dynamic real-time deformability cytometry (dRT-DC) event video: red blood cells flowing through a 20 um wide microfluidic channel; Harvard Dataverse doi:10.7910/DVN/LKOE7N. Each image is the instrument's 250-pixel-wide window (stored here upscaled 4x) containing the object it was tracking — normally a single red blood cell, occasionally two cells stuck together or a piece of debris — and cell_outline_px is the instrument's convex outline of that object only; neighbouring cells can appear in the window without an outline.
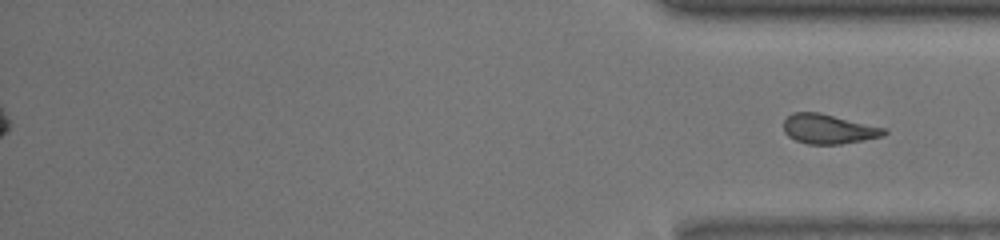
{"species": "common noctule bat (a hibernating species)", "species_latin": "Nyctalus noctula", "temperature_condition": "room temperature", "stored_images_in_passage": 48, "segment_of_instrument_passage": [2, 2], "camera_frame_rate_fps": 3000, "um_per_image_px": 0.085, "animal": {"sex": "male", "body_mass_g": 13.0, "forearm_length_mm": 53.1}, "frame": {"image": 1, "passage_image": 48, "time_ms": 15.667, "image_size_px": [1000, 240], "cell_outline_px": [[888, 132], [884, 136], [864, 140], [840, 144], [808, 144], [796, 140], [788, 136], [784, 132], [784, 120], [792, 112], [820, 112], [884, 128]], "centroid_in_image_um": [70.41, 10.96], "position_along_channel_um": 364.8, "area_um2": 17.28}}